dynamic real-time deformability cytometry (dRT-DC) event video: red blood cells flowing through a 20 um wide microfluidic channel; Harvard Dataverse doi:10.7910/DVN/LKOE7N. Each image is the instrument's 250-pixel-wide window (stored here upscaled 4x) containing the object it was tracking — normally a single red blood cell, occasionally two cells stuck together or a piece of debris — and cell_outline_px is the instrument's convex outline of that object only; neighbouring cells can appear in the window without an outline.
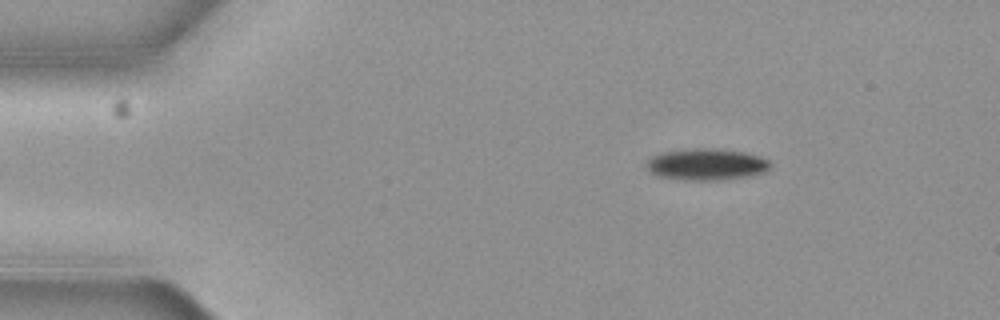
{"species": "common noctule bat (a hibernating species)", "species_latin": "Nyctalus noctula", "temperature_condition": "cold", "stored_images_in_passage": 5, "camera_frame_rate_fps": 3000, "um_per_image_px": 0.085, "animal": {"sex": "female", "body_mass_g": 19.3, "forearm_length_mm": 54.1}, "frame": {"image": 1, "passage_image": 5, "time_ms": 1.333, "image_size_px": [1000, 320], "cell_outline_px": [[772, 168], [764, 172], [752, 176], [720, 180], [684, 180], [660, 176], [652, 172], [648, 168], [648, 160], [652, 156], [660, 152], [704, 148], [744, 152], [768, 160], [772, 164]], "centroid_in_image_um": [60.1, 13.99], "position_along_channel_um": 24.9, "area_um2": 22.48}}